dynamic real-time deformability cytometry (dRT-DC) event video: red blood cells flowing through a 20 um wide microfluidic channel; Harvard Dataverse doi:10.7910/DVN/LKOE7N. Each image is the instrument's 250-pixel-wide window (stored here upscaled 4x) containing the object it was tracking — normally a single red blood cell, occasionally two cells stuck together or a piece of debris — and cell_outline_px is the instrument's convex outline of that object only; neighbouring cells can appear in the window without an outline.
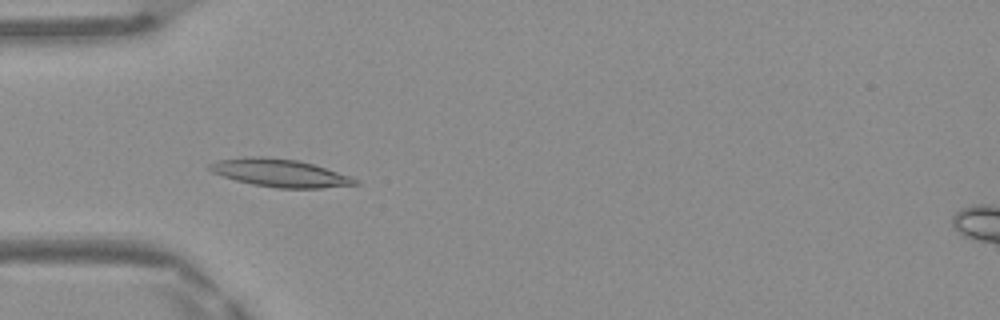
{"species": "Egyptian fruit bat (a non-hibernating species)", "species_latin": "Rousettus aegyptiacus", "temperature_condition": "warm", "stored_images_in_passage": 49, "camera_frame_rate_fps": 3000, "um_per_image_px": 0.085, "frame": {"image": 1, "passage_image": 15, "time_ms": 4.667, "image_size_px": [1000, 320], "cell_outline_px": [[360, 184], [320, 188], [276, 188], [252, 184], [236, 180], [212, 172], [208, 168], [208, 164], [216, 160], [248, 156], [264, 156], [296, 160], [312, 164], [360, 180]], "centroid_in_image_um": [23.75, 14.7], "position_along_channel_um": 61.3, "area_um2": 23.41}}
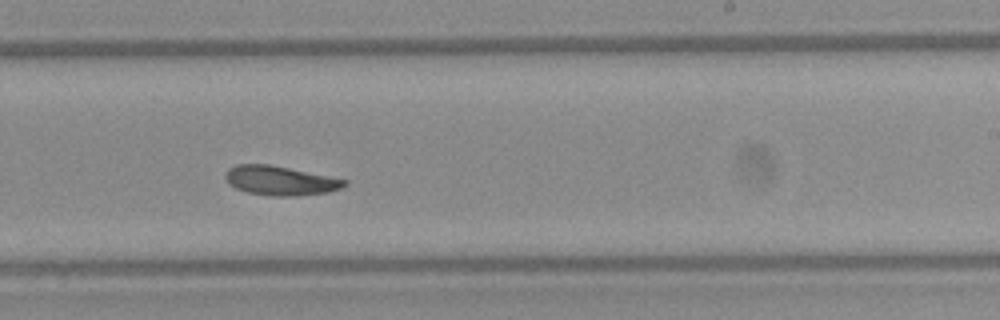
{"frame": {"image": 2, "passage_image": 30, "time_ms": 9.667, "image_size_px": [1000, 320], "cell_outline_px": [[348, 184], [340, 188], [328, 192], [296, 196], [272, 196], [248, 192], [236, 188], [228, 184], [224, 176], [228, 168], [236, 164], [268, 164], [348, 180]], "centroid_in_image_um": [23.79, 15.35], "position_along_channel_um": 265.2, "area_um2": 20.23}}
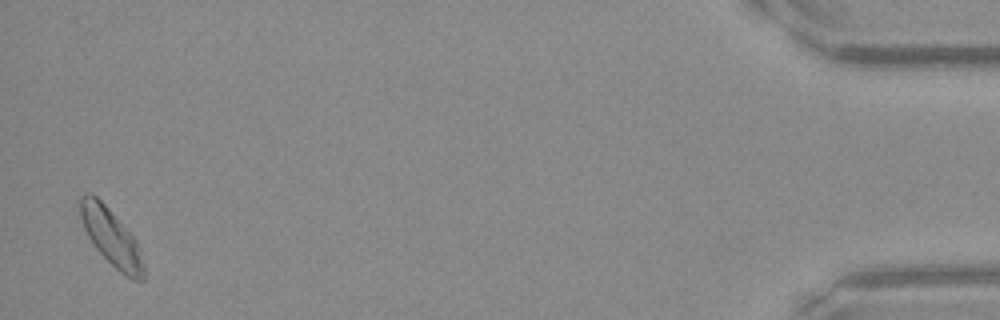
{"frame": {"image": 3, "passage_image": 48, "time_ms": 15.667, "image_size_px": [1000, 320], "cell_outline_px": [[144, 280], [132, 280], [124, 276], [96, 248], [88, 236], [84, 228], [80, 216], [76, 200], [84, 192], [88, 192], [96, 196], [108, 208], [136, 240], [140, 248], [144, 268]], "centroid_in_image_um": [9.42, 20.14], "position_along_channel_um": 425.8, "area_um2": 21.04}, "authors_computed_cell_mechanics": {"area_um2": 20.5768, "velocity_mm_per_s": 4.1236, "shape_relaxation_time_tau1_ms": 3.3801, "shape_relaxation_time_tau2_ms": 4.3406, "deformation_change_tau1": 0.1136, "deformation_change_tau2": 0.1109}}